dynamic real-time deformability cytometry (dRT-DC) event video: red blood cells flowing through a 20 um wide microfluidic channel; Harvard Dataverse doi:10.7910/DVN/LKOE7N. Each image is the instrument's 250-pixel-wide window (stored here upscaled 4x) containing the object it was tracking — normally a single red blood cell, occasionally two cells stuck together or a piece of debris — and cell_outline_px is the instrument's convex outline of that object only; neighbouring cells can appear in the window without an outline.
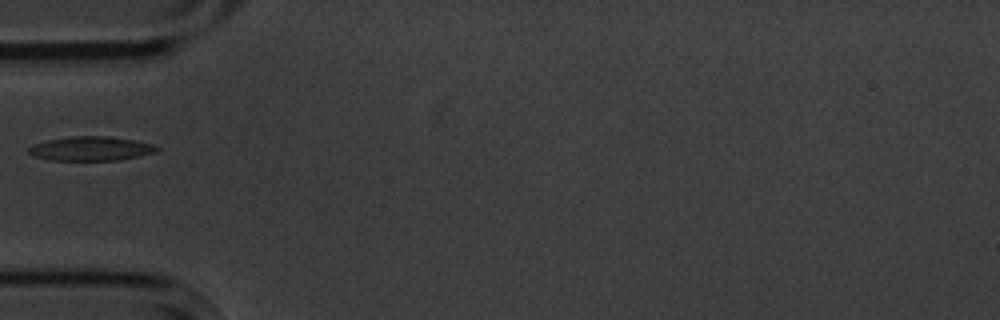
{"species": "common noctule bat (a hibernating species)", "species_latin": "Nyctalus noctula", "temperature_condition": "cold", "stored_images_in_passage": 1, "camera_frame_rate_fps": 3000, "um_per_image_px": 0.085, "animal": {"sex": "male", "body_mass_g": 20.1, "forearm_length_mm": 53.5}, "frame": {"image": 1, "passage_image": 1, "time_ms": 0.0, "image_size_px": [1000, 320], "cell_outline_px": [[160, 148], [156, 152], [140, 156], [120, 160], [52, 160], [32, 156], [28, 152], [28, 148], [32, 144], [48, 140], [72, 136], [108, 136], [132, 140], [152, 144]], "centroid_in_image_um": [7.71, 12.63], "position_along_channel_um": 77.3, "area_um2": 18.03}}